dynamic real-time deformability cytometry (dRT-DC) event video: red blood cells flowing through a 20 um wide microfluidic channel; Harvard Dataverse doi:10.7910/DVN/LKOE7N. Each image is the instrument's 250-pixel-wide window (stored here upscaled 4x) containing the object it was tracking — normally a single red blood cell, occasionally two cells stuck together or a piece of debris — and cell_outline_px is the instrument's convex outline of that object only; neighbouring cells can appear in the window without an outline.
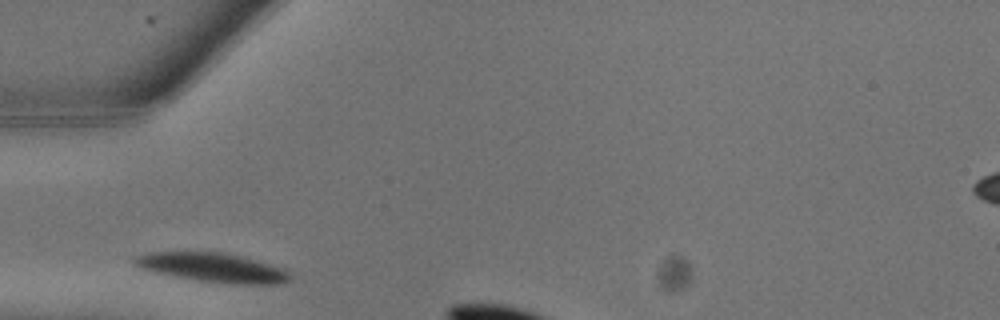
{"species": "common noctule bat (a hibernating species)", "species_latin": "Nyctalus noctula", "temperature_condition": "warm", "stored_images_in_passage": 8, "segment_of_instrument_passage": [1, 2], "camera_frame_rate_fps": 3000, "um_per_image_px": 0.085, "animal": {"sex": "male", "body_mass_g": 13.3}, "frame": {"image": 1, "passage_image": 1, "time_ms": 0.0, "image_size_px": [1000, 320], "cell_outline_px": [[292, 280], [276, 284], [232, 284], [200, 280], [152, 272], [140, 268], [132, 264], [132, 260], [136, 256], [148, 252], [224, 252], [256, 260], [284, 268], [292, 276]], "centroid_in_image_um": [18.07, 22.74], "position_along_channel_um": 66.9, "area_um2": 26.41}}
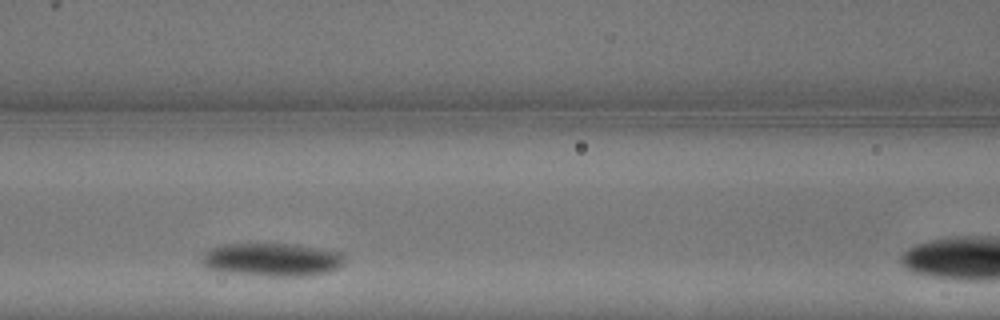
{"frame": {"image": 2, "passage_image": 4, "time_ms": 1.0, "image_size_px": [1000, 320], "cell_outline_px": [[344, 256], [340, 264], [336, 268], [328, 272], [308, 276], [264, 276], [228, 272], [208, 268], [200, 260], [204, 252], [220, 244], [300, 244], [340, 252]], "centroid_in_image_um": [23.1, 22.06], "position_along_channel_um": 143.5, "area_um2": 27.57}}
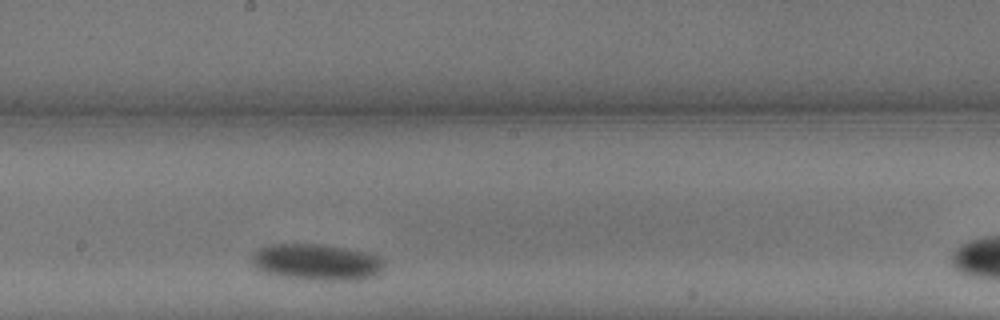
{"frame": {"image": 3, "passage_image": 7, "time_ms": 2.0, "image_size_px": [1000, 320], "cell_outline_px": [[384, 268], [376, 276], [360, 280], [304, 280], [272, 276], [260, 272], [252, 264], [252, 256], [260, 248], [272, 244], [324, 244], [372, 252], [380, 256], [384, 260]], "centroid_in_image_um": [26.95, 22.3], "position_along_channel_um": 221.3, "area_um2": 28.96}}